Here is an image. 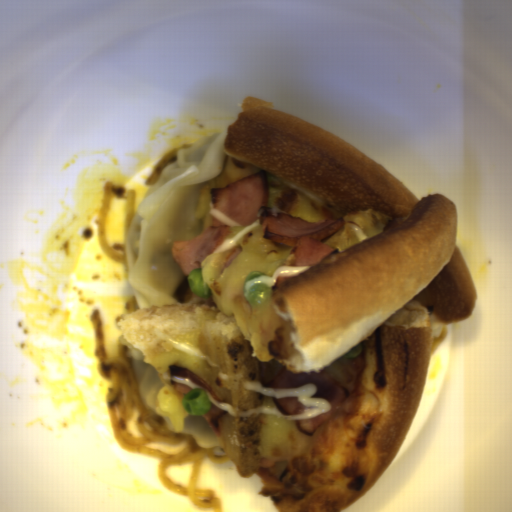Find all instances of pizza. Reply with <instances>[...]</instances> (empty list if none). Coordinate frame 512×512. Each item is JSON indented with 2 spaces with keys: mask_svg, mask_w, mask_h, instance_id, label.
I'll return each instance as SVG.
<instances>
[{
  "mask_svg": "<svg viewBox=\"0 0 512 512\" xmlns=\"http://www.w3.org/2000/svg\"><path fill=\"white\" fill-rule=\"evenodd\" d=\"M228 126L226 164L201 184L194 215L228 235L202 260L217 307L151 305L117 328L164 384L158 416L175 432L185 417L223 411L219 445L239 478H261L258 495L276 512H342L394 462L419 412L431 359V324L469 319L478 291L457 246L458 206L441 193L420 199L372 156L272 102L245 98ZM267 171L269 207L296 218L343 217L324 243L338 249L313 266H279L293 246L214 208L210 187ZM252 270L260 275L245 283ZM263 282L271 296L251 310ZM203 377L223 402L167 365ZM326 372L350 393L313 436L293 421L329 412L314 384L268 388L282 366ZM192 389L178 393L170 384ZM273 398L305 408L281 414ZM213 404V405H212Z\"/></svg>",
  "mask_w": 512,
  "mask_h": 512,
  "instance_id": "1",
  "label": "pizza"
}]
</instances>
